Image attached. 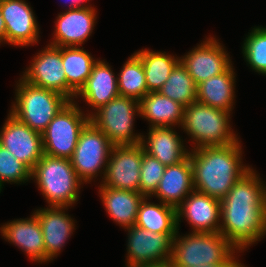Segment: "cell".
<instances>
[{"instance_id": "obj_4", "label": "cell", "mask_w": 266, "mask_h": 267, "mask_svg": "<svg viewBox=\"0 0 266 267\" xmlns=\"http://www.w3.org/2000/svg\"><path fill=\"white\" fill-rule=\"evenodd\" d=\"M31 180L38 185L48 206L69 208L79 200L80 186L84 184L70 159L45 154L32 169Z\"/></svg>"}, {"instance_id": "obj_3", "label": "cell", "mask_w": 266, "mask_h": 267, "mask_svg": "<svg viewBox=\"0 0 266 267\" xmlns=\"http://www.w3.org/2000/svg\"><path fill=\"white\" fill-rule=\"evenodd\" d=\"M176 236L172 241V267H200L219 263H241L238 250L220 232H189L184 236ZM237 257H236V254Z\"/></svg>"}, {"instance_id": "obj_19", "label": "cell", "mask_w": 266, "mask_h": 267, "mask_svg": "<svg viewBox=\"0 0 266 267\" xmlns=\"http://www.w3.org/2000/svg\"><path fill=\"white\" fill-rule=\"evenodd\" d=\"M0 233L5 241L18 246L31 261L46 263L43 233L34 212L29 218L4 223L0 227Z\"/></svg>"}, {"instance_id": "obj_31", "label": "cell", "mask_w": 266, "mask_h": 267, "mask_svg": "<svg viewBox=\"0 0 266 267\" xmlns=\"http://www.w3.org/2000/svg\"><path fill=\"white\" fill-rule=\"evenodd\" d=\"M244 60L251 69L266 76V27L256 26L242 44Z\"/></svg>"}, {"instance_id": "obj_1", "label": "cell", "mask_w": 266, "mask_h": 267, "mask_svg": "<svg viewBox=\"0 0 266 267\" xmlns=\"http://www.w3.org/2000/svg\"><path fill=\"white\" fill-rule=\"evenodd\" d=\"M251 168L221 200L220 233L245 251L266 235V184Z\"/></svg>"}, {"instance_id": "obj_28", "label": "cell", "mask_w": 266, "mask_h": 267, "mask_svg": "<svg viewBox=\"0 0 266 267\" xmlns=\"http://www.w3.org/2000/svg\"><path fill=\"white\" fill-rule=\"evenodd\" d=\"M61 58L67 85L77 94L86 83L98 59L83 47H61Z\"/></svg>"}, {"instance_id": "obj_20", "label": "cell", "mask_w": 266, "mask_h": 267, "mask_svg": "<svg viewBox=\"0 0 266 267\" xmlns=\"http://www.w3.org/2000/svg\"><path fill=\"white\" fill-rule=\"evenodd\" d=\"M145 137L142 135L140 142L144 152L165 166L176 165L189 156L190 150L173 127H149Z\"/></svg>"}, {"instance_id": "obj_29", "label": "cell", "mask_w": 266, "mask_h": 267, "mask_svg": "<svg viewBox=\"0 0 266 267\" xmlns=\"http://www.w3.org/2000/svg\"><path fill=\"white\" fill-rule=\"evenodd\" d=\"M158 92L185 107L197 101V85L181 61Z\"/></svg>"}, {"instance_id": "obj_17", "label": "cell", "mask_w": 266, "mask_h": 267, "mask_svg": "<svg viewBox=\"0 0 266 267\" xmlns=\"http://www.w3.org/2000/svg\"><path fill=\"white\" fill-rule=\"evenodd\" d=\"M94 7L70 9L58 14L54 25L53 40L58 47H80L91 36L96 25Z\"/></svg>"}, {"instance_id": "obj_6", "label": "cell", "mask_w": 266, "mask_h": 267, "mask_svg": "<svg viewBox=\"0 0 266 267\" xmlns=\"http://www.w3.org/2000/svg\"><path fill=\"white\" fill-rule=\"evenodd\" d=\"M16 83V97L9 113L42 134L52 119L70 101L55 91L30 84L22 77Z\"/></svg>"}, {"instance_id": "obj_37", "label": "cell", "mask_w": 266, "mask_h": 267, "mask_svg": "<svg viewBox=\"0 0 266 267\" xmlns=\"http://www.w3.org/2000/svg\"><path fill=\"white\" fill-rule=\"evenodd\" d=\"M133 267H172L171 262H161V263H149V264H140Z\"/></svg>"}, {"instance_id": "obj_21", "label": "cell", "mask_w": 266, "mask_h": 267, "mask_svg": "<svg viewBox=\"0 0 266 267\" xmlns=\"http://www.w3.org/2000/svg\"><path fill=\"white\" fill-rule=\"evenodd\" d=\"M115 75L106 61L98 59L86 83L76 94V100L82 98L94 111L109 103L119 96L118 76Z\"/></svg>"}, {"instance_id": "obj_9", "label": "cell", "mask_w": 266, "mask_h": 267, "mask_svg": "<svg viewBox=\"0 0 266 267\" xmlns=\"http://www.w3.org/2000/svg\"><path fill=\"white\" fill-rule=\"evenodd\" d=\"M112 147L109 138L91 122L82 129L70 160L83 183H90L99 173L103 180Z\"/></svg>"}, {"instance_id": "obj_27", "label": "cell", "mask_w": 266, "mask_h": 267, "mask_svg": "<svg viewBox=\"0 0 266 267\" xmlns=\"http://www.w3.org/2000/svg\"><path fill=\"white\" fill-rule=\"evenodd\" d=\"M135 54L141 59L149 92H158L169 78L180 57L166 52L142 49Z\"/></svg>"}, {"instance_id": "obj_11", "label": "cell", "mask_w": 266, "mask_h": 267, "mask_svg": "<svg viewBox=\"0 0 266 267\" xmlns=\"http://www.w3.org/2000/svg\"><path fill=\"white\" fill-rule=\"evenodd\" d=\"M125 229L128 231L125 267L170 261L176 233H157L136 225Z\"/></svg>"}, {"instance_id": "obj_7", "label": "cell", "mask_w": 266, "mask_h": 267, "mask_svg": "<svg viewBox=\"0 0 266 267\" xmlns=\"http://www.w3.org/2000/svg\"><path fill=\"white\" fill-rule=\"evenodd\" d=\"M93 112L88 113L90 122L113 145H135L141 142L142 134L134 130L135 116L140 115L138 100L119 95Z\"/></svg>"}, {"instance_id": "obj_25", "label": "cell", "mask_w": 266, "mask_h": 267, "mask_svg": "<svg viewBox=\"0 0 266 267\" xmlns=\"http://www.w3.org/2000/svg\"><path fill=\"white\" fill-rule=\"evenodd\" d=\"M233 65L224 73L197 85V101L207 106L233 113L236 73ZM235 84V85H234Z\"/></svg>"}, {"instance_id": "obj_36", "label": "cell", "mask_w": 266, "mask_h": 267, "mask_svg": "<svg viewBox=\"0 0 266 267\" xmlns=\"http://www.w3.org/2000/svg\"><path fill=\"white\" fill-rule=\"evenodd\" d=\"M200 267H246L242 263H219V264H210Z\"/></svg>"}, {"instance_id": "obj_33", "label": "cell", "mask_w": 266, "mask_h": 267, "mask_svg": "<svg viewBox=\"0 0 266 267\" xmlns=\"http://www.w3.org/2000/svg\"><path fill=\"white\" fill-rule=\"evenodd\" d=\"M165 167L158 159L145 153L142 147L139 192L144 197H151L155 193Z\"/></svg>"}, {"instance_id": "obj_34", "label": "cell", "mask_w": 266, "mask_h": 267, "mask_svg": "<svg viewBox=\"0 0 266 267\" xmlns=\"http://www.w3.org/2000/svg\"><path fill=\"white\" fill-rule=\"evenodd\" d=\"M87 1H88V5H87ZM90 0H70V3L68 5V8H66V10H70V9H77V8H91L93 7L91 4H89ZM66 1H65V5H66Z\"/></svg>"}, {"instance_id": "obj_16", "label": "cell", "mask_w": 266, "mask_h": 267, "mask_svg": "<svg viewBox=\"0 0 266 267\" xmlns=\"http://www.w3.org/2000/svg\"><path fill=\"white\" fill-rule=\"evenodd\" d=\"M220 213V200L194 190L177 207L178 230L179 222L185 217L192 232H220Z\"/></svg>"}, {"instance_id": "obj_26", "label": "cell", "mask_w": 266, "mask_h": 267, "mask_svg": "<svg viewBox=\"0 0 266 267\" xmlns=\"http://www.w3.org/2000/svg\"><path fill=\"white\" fill-rule=\"evenodd\" d=\"M150 197L141 201L135 225L157 233H177V208L162 203L148 202Z\"/></svg>"}, {"instance_id": "obj_12", "label": "cell", "mask_w": 266, "mask_h": 267, "mask_svg": "<svg viewBox=\"0 0 266 267\" xmlns=\"http://www.w3.org/2000/svg\"><path fill=\"white\" fill-rule=\"evenodd\" d=\"M142 146L113 145L101 186L139 192Z\"/></svg>"}, {"instance_id": "obj_22", "label": "cell", "mask_w": 266, "mask_h": 267, "mask_svg": "<svg viewBox=\"0 0 266 267\" xmlns=\"http://www.w3.org/2000/svg\"><path fill=\"white\" fill-rule=\"evenodd\" d=\"M190 157L176 165L166 166L155 193L150 197L177 208L194 191Z\"/></svg>"}, {"instance_id": "obj_23", "label": "cell", "mask_w": 266, "mask_h": 267, "mask_svg": "<svg viewBox=\"0 0 266 267\" xmlns=\"http://www.w3.org/2000/svg\"><path fill=\"white\" fill-rule=\"evenodd\" d=\"M105 211L124 229L135 225L138 208L144 196L140 192L120 190L99 185Z\"/></svg>"}, {"instance_id": "obj_13", "label": "cell", "mask_w": 266, "mask_h": 267, "mask_svg": "<svg viewBox=\"0 0 266 267\" xmlns=\"http://www.w3.org/2000/svg\"><path fill=\"white\" fill-rule=\"evenodd\" d=\"M223 44L214 37H207L191 51L180 57L196 85L227 71L233 64Z\"/></svg>"}, {"instance_id": "obj_24", "label": "cell", "mask_w": 266, "mask_h": 267, "mask_svg": "<svg viewBox=\"0 0 266 267\" xmlns=\"http://www.w3.org/2000/svg\"><path fill=\"white\" fill-rule=\"evenodd\" d=\"M139 108V116L150 123V128L182 126L185 106L159 92H149L139 101Z\"/></svg>"}, {"instance_id": "obj_10", "label": "cell", "mask_w": 266, "mask_h": 267, "mask_svg": "<svg viewBox=\"0 0 266 267\" xmlns=\"http://www.w3.org/2000/svg\"><path fill=\"white\" fill-rule=\"evenodd\" d=\"M21 77L28 83L55 91L74 101L76 93L67 85L61 47L48 44L37 52Z\"/></svg>"}, {"instance_id": "obj_35", "label": "cell", "mask_w": 266, "mask_h": 267, "mask_svg": "<svg viewBox=\"0 0 266 267\" xmlns=\"http://www.w3.org/2000/svg\"><path fill=\"white\" fill-rule=\"evenodd\" d=\"M5 34H6V26H5L4 18L0 11V44L1 43L5 44Z\"/></svg>"}, {"instance_id": "obj_14", "label": "cell", "mask_w": 266, "mask_h": 267, "mask_svg": "<svg viewBox=\"0 0 266 267\" xmlns=\"http://www.w3.org/2000/svg\"><path fill=\"white\" fill-rule=\"evenodd\" d=\"M0 145L31 171L44 155L42 134L20 122L10 113L0 130Z\"/></svg>"}, {"instance_id": "obj_8", "label": "cell", "mask_w": 266, "mask_h": 267, "mask_svg": "<svg viewBox=\"0 0 266 267\" xmlns=\"http://www.w3.org/2000/svg\"><path fill=\"white\" fill-rule=\"evenodd\" d=\"M90 122L76 100L67 103L42 133L44 154L71 159L82 129Z\"/></svg>"}, {"instance_id": "obj_30", "label": "cell", "mask_w": 266, "mask_h": 267, "mask_svg": "<svg viewBox=\"0 0 266 267\" xmlns=\"http://www.w3.org/2000/svg\"><path fill=\"white\" fill-rule=\"evenodd\" d=\"M117 75L119 76L117 78L120 96L140 101L149 93L142 61L135 53L128 58Z\"/></svg>"}, {"instance_id": "obj_2", "label": "cell", "mask_w": 266, "mask_h": 267, "mask_svg": "<svg viewBox=\"0 0 266 267\" xmlns=\"http://www.w3.org/2000/svg\"><path fill=\"white\" fill-rule=\"evenodd\" d=\"M241 141L189 151L196 191L222 200L252 167L243 164Z\"/></svg>"}, {"instance_id": "obj_5", "label": "cell", "mask_w": 266, "mask_h": 267, "mask_svg": "<svg viewBox=\"0 0 266 267\" xmlns=\"http://www.w3.org/2000/svg\"><path fill=\"white\" fill-rule=\"evenodd\" d=\"M230 115L232 114L227 111L207 106L198 101L186 106L180 128L189 138L191 137V140H188L194 144L191 150L201 147L225 146L239 141L238 134L231 128Z\"/></svg>"}, {"instance_id": "obj_18", "label": "cell", "mask_w": 266, "mask_h": 267, "mask_svg": "<svg viewBox=\"0 0 266 267\" xmlns=\"http://www.w3.org/2000/svg\"><path fill=\"white\" fill-rule=\"evenodd\" d=\"M68 209V207L48 206L34 211L43 233L46 263L60 254L75 230V220L65 213Z\"/></svg>"}, {"instance_id": "obj_15", "label": "cell", "mask_w": 266, "mask_h": 267, "mask_svg": "<svg viewBox=\"0 0 266 267\" xmlns=\"http://www.w3.org/2000/svg\"><path fill=\"white\" fill-rule=\"evenodd\" d=\"M0 11L6 26L5 44L33 46L39 42V25L26 0H0Z\"/></svg>"}, {"instance_id": "obj_32", "label": "cell", "mask_w": 266, "mask_h": 267, "mask_svg": "<svg viewBox=\"0 0 266 267\" xmlns=\"http://www.w3.org/2000/svg\"><path fill=\"white\" fill-rule=\"evenodd\" d=\"M31 180V170L0 145V192L4 183L24 184Z\"/></svg>"}]
</instances>
